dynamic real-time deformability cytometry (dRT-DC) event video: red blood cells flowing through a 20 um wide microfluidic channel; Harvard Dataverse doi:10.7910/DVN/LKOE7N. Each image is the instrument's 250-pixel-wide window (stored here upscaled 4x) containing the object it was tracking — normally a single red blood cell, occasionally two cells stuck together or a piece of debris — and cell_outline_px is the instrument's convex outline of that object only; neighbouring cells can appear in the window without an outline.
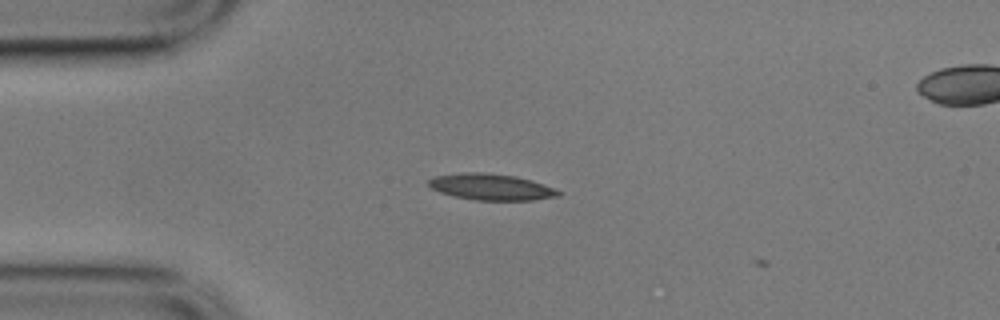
{"species": "common noctule bat (a hibernating species)", "species_latin": "Nyctalus noctula", "temperature_condition": "cold", "stored_images_in_passage": 3, "camera_frame_rate_fps": 3000, "um_per_image_px": 0.085, "animal": {"sex": "male", "body_mass_g": 17.9}, "frame": {"image": 1, "passage_image": 2, "time_ms": 0.333, "image_size_px": [1000, 320], "cell_outline_px": [[560, 196], [532, 200], [476, 200], [452, 196], [440, 192], [432, 188], [428, 184], [428, 180], [432, 176], [464, 172], [484, 172], [516, 176], [532, 180], [552, 188], [560, 192]], "centroid_in_image_um": [41.7, 15.88], "position_along_channel_um": 43.3, "area_um2": 19.88}}